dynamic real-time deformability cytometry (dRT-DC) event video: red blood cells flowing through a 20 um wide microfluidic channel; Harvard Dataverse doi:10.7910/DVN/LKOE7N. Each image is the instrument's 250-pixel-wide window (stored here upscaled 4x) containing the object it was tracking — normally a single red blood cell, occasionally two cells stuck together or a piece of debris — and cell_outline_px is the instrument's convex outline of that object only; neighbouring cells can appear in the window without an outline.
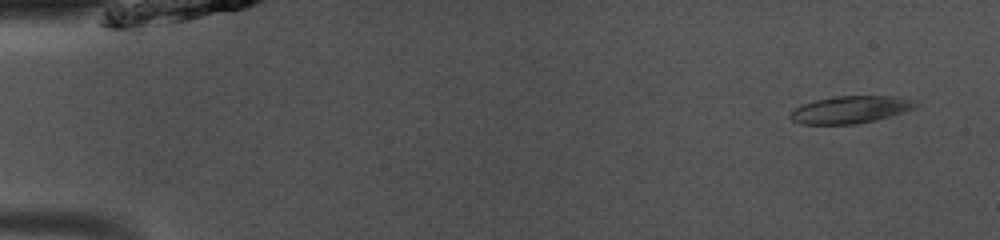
{"species": "common noctule bat (a hibernating species)", "species_latin": "Nyctalus noctula", "temperature_condition": "room temperature", "stored_images_in_passage": 47, "camera_frame_rate_fps": 3000, "um_per_image_px": 0.085, "animal": {"sex": "male", "body_mass_g": 13.0, "forearm_length_mm": 53.1}, "frame": {"image": 1, "passage_image": 1, "time_ms": 0.0, "image_size_px": [1000, 240], "cell_outline_px": [[920, 104], [904, 112], [856, 124], [800, 124], [792, 120], [788, 116], [796, 108], [804, 104], [816, 100], [836, 96], [892, 96], [912, 100]], "centroid_in_image_um": [72.26, 9.32], "position_along_channel_um": 12.7, "area_um2": 19.54}}
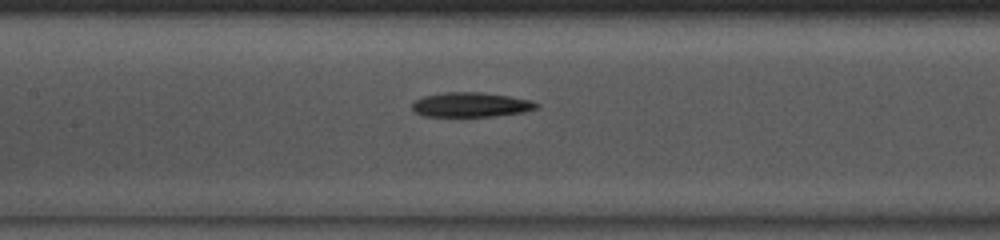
{"frame": {"image": 2, "passage_image": 21, "time_ms": 6.667, "image_size_px": [1000, 240], "cell_outline_px": [[540, 108], [524, 112], [492, 116], [424, 116], [416, 112], [412, 108], [412, 104], [416, 100], [424, 96], [444, 92], [480, 92], [508, 96], [532, 100], [540, 104]], "centroid_in_image_um": [40.08, 8.9], "position_along_channel_um": 167.3, "area_um2": 17.8}}
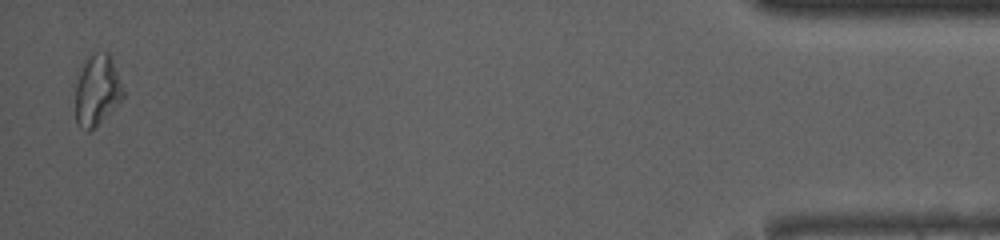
{"frame": {"image": 3, "passage_image": 46, "time_ms": 15.0, "image_size_px": [1000, 240], "cell_outline_px": [[124, 96], [88, 132], [84, 132], [76, 124], [76, 84], [80, 72], [88, 56], [92, 52], [108, 52], [124, 88]], "centroid_in_image_um": [8.23, 7.66], "position_along_channel_um": 427.0, "area_um2": 19.25}, "authors_computed_cell_mechanics": {"area_um2": 18.5538, "velocity_mm_per_s": 4.0871, "shape_relaxation_time_tau1_ms": 9.3013, "shape_relaxation_time_tau2_ms": 9.1744, "deformation_change_tau1": 0.2645, "deformation_change_tau2": 0.2282}}